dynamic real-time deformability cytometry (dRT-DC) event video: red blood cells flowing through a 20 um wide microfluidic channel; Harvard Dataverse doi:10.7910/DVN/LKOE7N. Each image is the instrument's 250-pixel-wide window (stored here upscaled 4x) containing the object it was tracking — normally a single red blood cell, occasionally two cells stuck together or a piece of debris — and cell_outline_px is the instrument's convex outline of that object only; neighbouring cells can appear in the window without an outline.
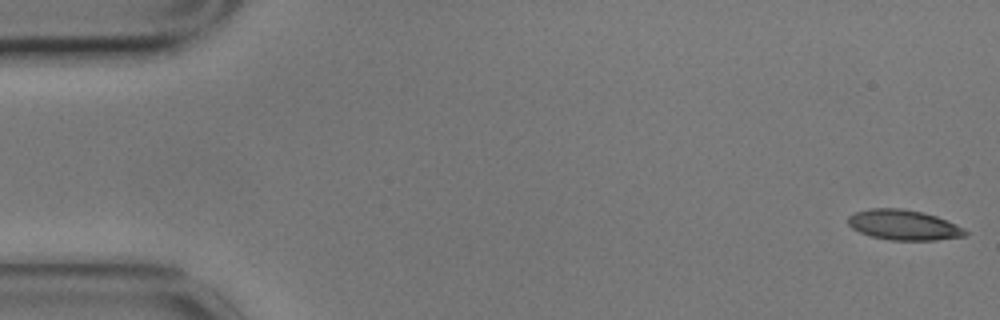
{"species": "common noctule bat (a hibernating species)", "species_latin": "Nyctalus noctula", "temperature_condition": "cold", "stored_images_in_passage": 57, "camera_frame_rate_fps": 3000, "um_per_image_px": 0.085, "animal": {"sex": "male", "body_mass_g": 17.9}, "frame": {"image": 1, "passage_image": 1, "time_ms": 0.0, "image_size_px": [1000, 320], "cell_outline_px": [[968, 232], [964, 236], [936, 240], [892, 240], [872, 236], [860, 232], [852, 228], [848, 224], [848, 216], [856, 212], [872, 208], [904, 208], [924, 212], [936, 216], [956, 224], [964, 228]], "centroid_in_image_um": [76.82, 19.11], "position_along_channel_um": 8.2, "area_um2": 20.58}}
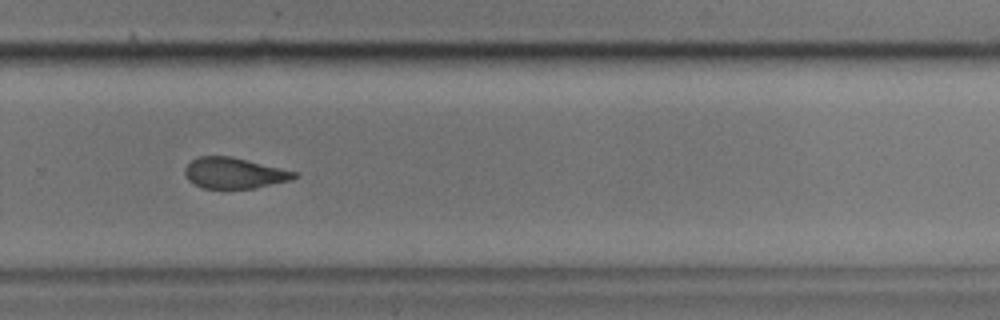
{"frame": {"image": 2, "passage_image": 38, "time_ms": 12.333, "image_size_px": [1000, 320], "cell_outline_px": [[300, 176], [292, 180], [252, 188], [204, 188], [188, 180], [184, 172], [184, 168], [192, 160], [200, 156], [232, 156], [296, 172]], "centroid_in_image_um": [19.91, 14.7], "position_along_channel_um": 309.9, "area_um2": 19.48}}
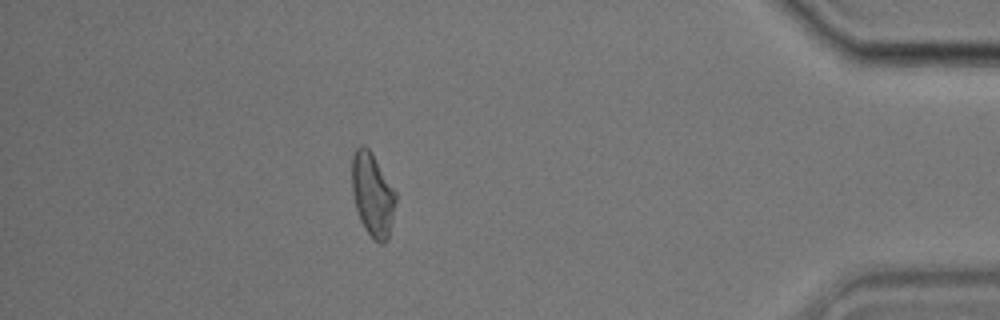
{"frame": {"image": 3, "passage_image": 50, "time_ms": 16.333, "image_size_px": [1000, 320], "cell_outline_px": [[396, 200], [388, 240], [384, 244], [380, 244], [372, 240], [364, 228], [360, 220], [356, 208], [352, 192], [352, 156], [356, 148], [360, 144], [364, 144], [372, 152], [396, 192]], "centroid_in_image_um": [31.66, 16.55], "position_along_channel_um": 403.5, "area_um2": 21.56}, "authors_computed_cell_mechanics": {"area_um2": 21.0392, "velocity_mm_per_s": 3.4932, "shape_relaxation_time_tau1_ms": 9.2239, "shape_relaxation_time_tau2_ms": 3.6665, "deformation_change_tau1": 0.2068, "deformation_change_tau2": 0.1093}}